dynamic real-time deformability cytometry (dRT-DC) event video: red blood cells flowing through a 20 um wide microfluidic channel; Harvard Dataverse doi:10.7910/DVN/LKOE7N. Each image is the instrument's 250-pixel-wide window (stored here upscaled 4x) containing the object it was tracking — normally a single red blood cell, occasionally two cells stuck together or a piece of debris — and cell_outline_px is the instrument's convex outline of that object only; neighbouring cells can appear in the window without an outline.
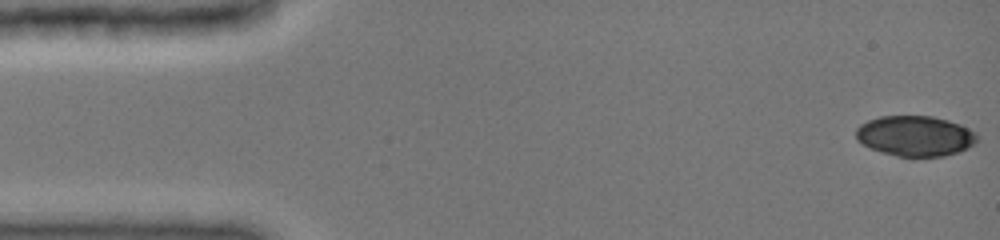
{"species": "common noctule bat (a hibernating species)", "species_latin": "Nyctalus noctula", "temperature_condition": "cold", "stored_images_in_passage": 48, "camera_frame_rate_fps": 3000, "um_per_image_px": 0.085, "animal": {"sex": "female", "body_mass_g": 19.0, "forearm_length_mm": 51.5}, "frame": {"image": 1, "passage_image": 1, "time_ms": 0.0, "image_size_px": [1000, 240], "cell_outline_px": [[976, 140], [968, 148], [960, 152], [944, 156], [896, 156], [872, 148], [856, 140], [856, 128], [860, 124], [868, 120], [880, 116], [932, 116], [948, 120], [960, 124], [976, 132]], "centroid_in_image_um": [77.79, 11.54], "position_along_channel_um": 7.2, "area_um2": 28.38}}